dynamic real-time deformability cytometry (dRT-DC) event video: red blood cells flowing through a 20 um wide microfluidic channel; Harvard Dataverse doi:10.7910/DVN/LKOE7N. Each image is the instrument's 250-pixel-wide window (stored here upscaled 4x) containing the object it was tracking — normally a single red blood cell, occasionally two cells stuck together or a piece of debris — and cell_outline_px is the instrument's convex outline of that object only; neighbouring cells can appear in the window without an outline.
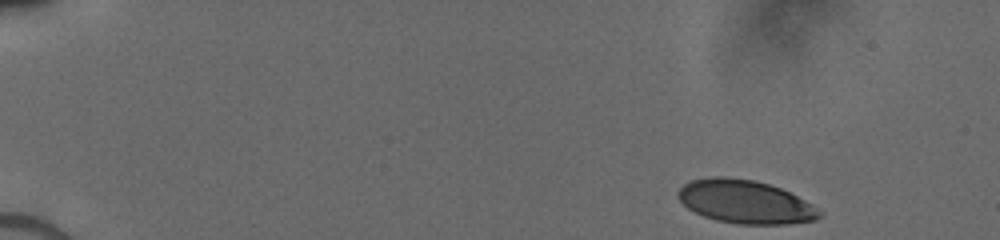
{"species": "human", "species_latin": "Homo sapiens", "temperature_condition": "cold", "stored_images_in_passage": 46, "camera_frame_rate_fps": 3000, "um_per_image_px": 0.085, "donor": {"sex": "male"}, "frame": {"image": 1, "passage_image": 1, "time_ms": 0.0, "image_size_px": [1000, 240], "cell_outline_px": [[824, 216], [816, 220], [788, 224], [740, 224], [716, 220], [704, 216], [688, 208], [676, 196], [680, 188], [684, 184], [692, 180], [708, 176], [728, 176], [752, 180], [768, 184], [780, 188], [812, 204], [824, 212]], "centroid_in_image_um": [63.37, 17.15], "position_along_channel_um": 21.6, "area_um2": 35.78}}
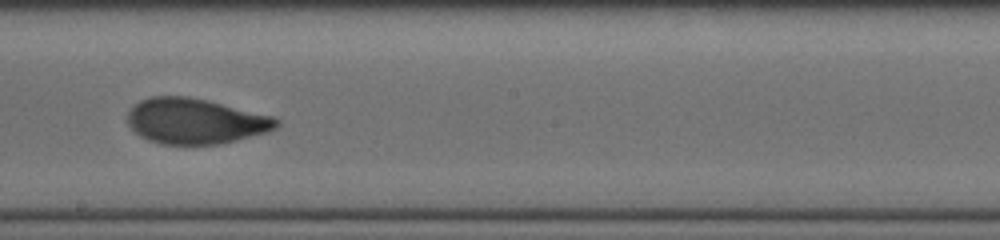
{"frame": {"image": 2, "passage_image": 26, "time_ms": 8.333, "image_size_px": [1000, 240], "cell_outline_px": [[280, 124], [276, 128], [268, 132], [220, 144], [160, 144], [148, 140], [140, 136], [128, 124], [128, 108], [140, 100], [152, 96], [188, 96], [208, 100], [272, 116], [280, 120]], "centroid_in_image_um": [16.59, 10.29], "position_along_channel_um": 231.6, "area_um2": 39.59}}
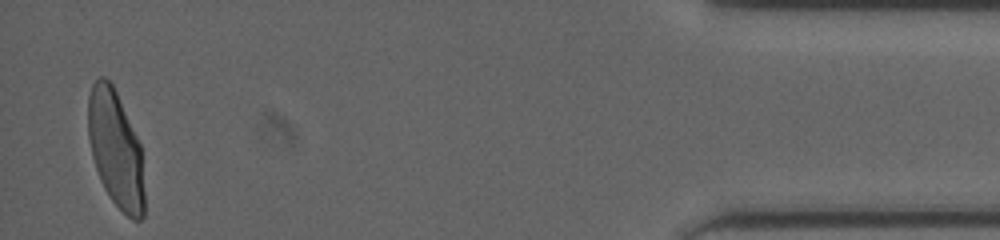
{"frame": {"image": 3, "passage_image": 45, "time_ms": 14.667, "image_size_px": [1000, 240], "cell_outline_px": [[144, 216], [140, 220], [132, 220], [112, 200], [104, 188], [100, 180], [92, 156], [88, 136], [88, 96], [92, 84], [100, 76], [104, 76], [112, 84], [116, 92], [140, 144], [144, 192]], "centroid_in_image_um": [9.82, 12.68], "position_along_channel_um": 425.4, "area_um2": 37.92}}